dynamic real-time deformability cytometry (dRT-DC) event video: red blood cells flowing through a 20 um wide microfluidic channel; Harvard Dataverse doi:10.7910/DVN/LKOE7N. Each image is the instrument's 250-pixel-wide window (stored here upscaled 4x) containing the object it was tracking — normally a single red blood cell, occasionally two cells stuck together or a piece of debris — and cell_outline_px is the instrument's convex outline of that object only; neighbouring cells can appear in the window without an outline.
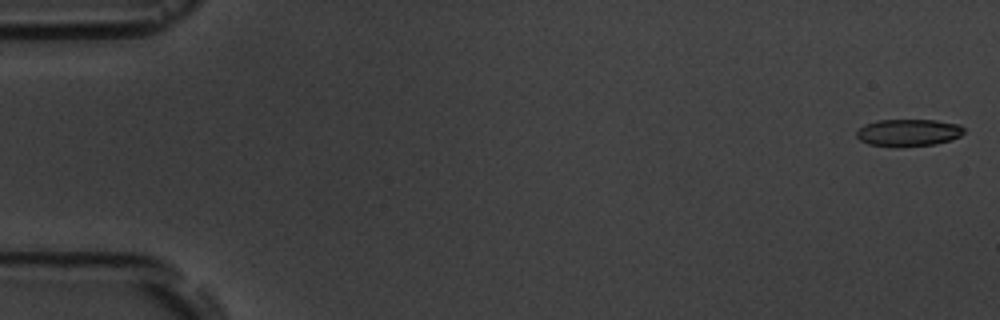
{"species": "common noctule bat (a hibernating species)", "species_latin": "Nyctalus noctula", "temperature_condition": "room temperature", "stored_images_in_passage": 6, "camera_frame_rate_fps": 3000, "um_per_image_px": 0.085, "animal": {"sex": "male", "body_mass_g": 19.5, "forearm_length_mm": 54.6}, "frame": {"image": 1, "passage_image": 1, "time_ms": 0.0, "image_size_px": [1000, 320], "cell_outline_px": [[964, 132], [960, 136], [936, 144], [896, 148], [868, 144], [860, 140], [856, 136], [856, 132], [864, 124], [880, 120], [936, 120], [960, 124], [964, 128]], "centroid_in_image_um": [77.2, 11.28], "position_along_channel_um": 7.8, "area_um2": 17.22}}
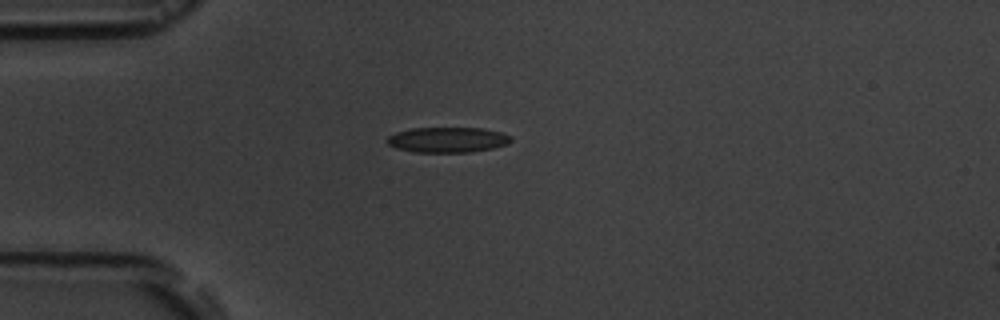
{"frame": {"image": 2, "passage_image": 5, "time_ms": 4.667, "image_size_px": [1000, 320], "cell_outline_px": [[512, 140], [508, 144], [492, 148], [472, 152], [412, 152], [396, 148], [388, 144], [384, 140], [388, 136], [396, 132], [412, 128], [484, 128], [500, 132], [512, 136]], "centroid_in_image_um": [38.03, 11.88], "position_along_channel_um": 47.0, "area_um2": 18.44}}